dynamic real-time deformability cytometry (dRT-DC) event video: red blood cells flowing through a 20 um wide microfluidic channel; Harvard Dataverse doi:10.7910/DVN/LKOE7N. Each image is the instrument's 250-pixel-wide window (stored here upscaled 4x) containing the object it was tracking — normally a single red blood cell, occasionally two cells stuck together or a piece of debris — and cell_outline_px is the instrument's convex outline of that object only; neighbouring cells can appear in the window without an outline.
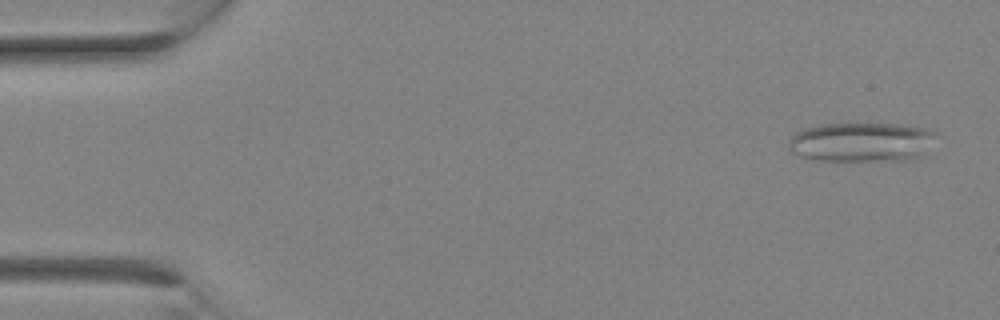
{"species": "Egyptian fruit bat (a non-hibernating species)", "species_latin": "Rousettus aegyptiacus", "temperature_condition": "room temperature", "stored_images_in_passage": 18, "camera_frame_rate_fps": 3000, "um_per_image_px": 0.085, "animal": {"sex": "female"}, "frame": {"image": 1, "passage_image": 1, "time_ms": 0.0, "image_size_px": [1000, 320], "cell_outline_px": [[936, 132], [920, 152], [916, 156], [904, 160], [816, 160], [792, 152], [788, 148], [788, 140], [796, 132], [804, 128], [820, 124], [896, 124], [924, 128]], "centroid_in_image_um": [73.09, 12.06], "position_along_channel_um": 11.9, "area_um2": 32.89}}
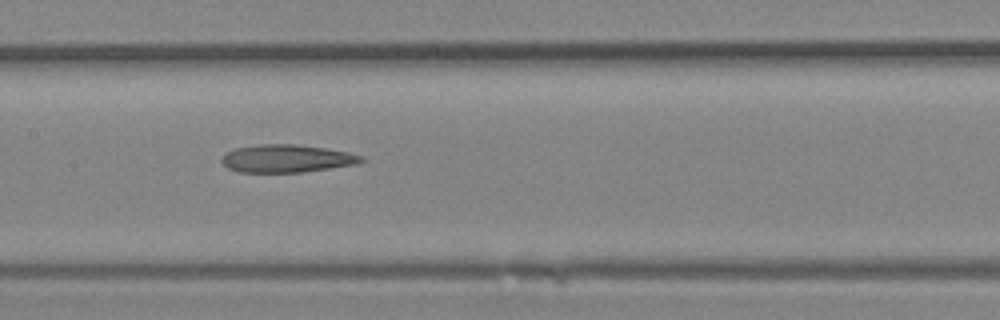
{"frame": {"image": 2, "passage_image": 13, "time_ms": 4.0, "image_size_px": [1000, 320], "cell_outline_px": [[364, 160], [356, 164], [304, 172], [240, 172], [228, 168], [220, 160], [228, 152], [236, 148], [260, 144], [292, 144], [324, 148], [348, 152], [364, 156]], "centroid_in_image_um": [24.39, 13.48], "position_along_channel_um": 183.0, "area_um2": 22.37}}
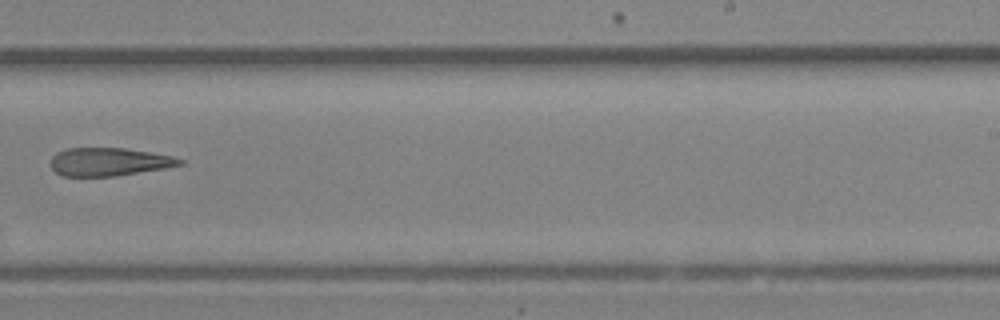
{"frame": {"image": 3, "passage_image": 17, "time_ms": 5.333, "image_size_px": [1000, 320], "cell_outline_px": [[184, 164], [164, 168], [116, 176], [64, 176], [56, 172], [48, 164], [52, 156], [56, 152], [68, 148], [124, 148], [172, 156], [184, 160]], "centroid_in_image_um": [9.22, 13.75], "position_along_channel_um": 279.8, "area_um2": 21.15}}